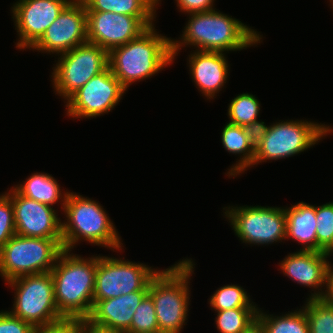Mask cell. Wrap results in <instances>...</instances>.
I'll use <instances>...</instances> for the list:
<instances>
[{
    "label": "cell",
    "mask_w": 333,
    "mask_h": 333,
    "mask_svg": "<svg viewBox=\"0 0 333 333\" xmlns=\"http://www.w3.org/2000/svg\"><path fill=\"white\" fill-rule=\"evenodd\" d=\"M24 197L54 207L60 204L62 212L69 190L61 189L58 180L46 172H35L25 181L12 186ZM65 190V191H64Z\"/></svg>",
    "instance_id": "7402d4cb"
},
{
    "label": "cell",
    "mask_w": 333,
    "mask_h": 333,
    "mask_svg": "<svg viewBox=\"0 0 333 333\" xmlns=\"http://www.w3.org/2000/svg\"><path fill=\"white\" fill-rule=\"evenodd\" d=\"M34 329L29 322L12 315L8 310H0V333H33Z\"/></svg>",
    "instance_id": "1f68e13d"
},
{
    "label": "cell",
    "mask_w": 333,
    "mask_h": 333,
    "mask_svg": "<svg viewBox=\"0 0 333 333\" xmlns=\"http://www.w3.org/2000/svg\"><path fill=\"white\" fill-rule=\"evenodd\" d=\"M259 307L257 319L264 325L266 333H309L305 310L297 308L287 313L269 314Z\"/></svg>",
    "instance_id": "d4e9b609"
},
{
    "label": "cell",
    "mask_w": 333,
    "mask_h": 333,
    "mask_svg": "<svg viewBox=\"0 0 333 333\" xmlns=\"http://www.w3.org/2000/svg\"><path fill=\"white\" fill-rule=\"evenodd\" d=\"M330 270H333V264L331 263V265H330Z\"/></svg>",
    "instance_id": "ab89813d"
},
{
    "label": "cell",
    "mask_w": 333,
    "mask_h": 333,
    "mask_svg": "<svg viewBox=\"0 0 333 333\" xmlns=\"http://www.w3.org/2000/svg\"><path fill=\"white\" fill-rule=\"evenodd\" d=\"M159 332L152 297L147 294L132 317L130 329L126 333H157Z\"/></svg>",
    "instance_id": "f1b7e54d"
},
{
    "label": "cell",
    "mask_w": 333,
    "mask_h": 333,
    "mask_svg": "<svg viewBox=\"0 0 333 333\" xmlns=\"http://www.w3.org/2000/svg\"><path fill=\"white\" fill-rule=\"evenodd\" d=\"M284 210L286 241L298 242L301 251H317L315 205L300 201L290 207H284Z\"/></svg>",
    "instance_id": "44dd1931"
},
{
    "label": "cell",
    "mask_w": 333,
    "mask_h": 333,
    "mask_svg": "<svg viewBox=\"0 0 333 333\" xmlns=\"http://www.w3.org/2000/svg\"><path fill=\"white\" fill-rule=\"evenodd\" d=\"M54 62L50 75L51 87L54 89L55 95L64 100L63 102L93 76L98 75L109 66L108 52L89 42L58 55Z\"/></svg>",
    "instance_id": "30bf717a"
},
{
    "label": "cell",
    "mask_w": 333,
    "mask_h": 333,
    "mask_svg": "<svg viewBox=\"0 0 333 333\" xmlns=\"http://www.w3.org/2000/svg\"><path fill=\"white\" fill-rule=\"evenodd\" d=\"M255 132L248 127L225 123L220 136L222 146L229 154L239 156L236 163L227 169L226 177L236 178L252 168L255 156Z\"/></svg>",
    "instance_id": "ffe728a7"
},
{
    "label": "cell",
    "mask_w": 333,
    "mask_h": 333,
    "mask_svg": "<svg viewBox=\"0 0 333 333\" xmlns=\"http://www.w3.org/2000/svg\"><path fill=\"white\" fill-rule=\"evenodd\" d=\"M305 310L309 333H333V301L328 297L305 299Z\"/></svg>",
    "instance_id": "4316f807"
},
{
    "label": "cell",
    "mask_w": 333,
    "mask_h": 333,
    "mask_svg": "<svg viewBox=\"0 0 333 333\" xmlns=\"http://www.w3.org/2000/svg\"><path fill=\"white\" fill-rule=\"evenodd\" d=\"M76 192L69 191L63 213L62 246L73 251L78 244L85 241L92 245L122 253L123 241L99 201L92 200Z\"/></svg>",
    "instance_id": "3957f363"
},
{
    "label": "cell",
    "mask_w": 333,
    "mask_h": 333,
    "mask_svg": "<svg viewBox=\"0 0 333 333\" xmlns=\"http://www.w3.org/2000/svg\"><path fill=\"white\" fill-rule=\"evenodd\" d=\"M16 234L14 209L11 198L3 192L0 194V249Z\"/></svg>",
    "instance_id": "4dcf8cb0"
},
{
    "label": "cell",
    "mask_w": 333,
    "mask_h": 333,
    "mask_svg": "<svg viewBox=\"0 0 333 333\" xmlns=\"http://www.w3.org/2000/svg\"><path fill=\"white\" fill-rule=\"evenodd\" d=\"M5 193L12 201L16 234L33 238H62V219L58 217V208L28 199L13 187Z\"/></svg>",
    "instance_id": "9a60e30c"
},
{
    "label": "cell",
    "mask_w": 333,
    "mask_h": 333,
    "mask_svg": "<svg viewBox=\"0 0 333 333\" xmlns=\"http://www.w3.org/2000/svg\"><path fill=\"white\" fill-rule=\"evenodd\" d=\"M252 93H242L234 97L228 104V123L244 126L257 131L265 122L258 120L261 104Z\"/></svg>",
    "instance_id": "cb8c5ba5"
},
{
    "label": "cell",
    "mask_w": 333,
    "mask_h": 333,
    "mask_svg": "<svg viewBox=\"0 0 333 333\" xmlns=\"http://www.w3.org/2000/svg\"><path fill=\"white\" fill-rule=\"evenodd\" d=\"M218 10L187 14L182 34L178 39L171 38L173 60L184 47L227 54L263 43L264 37L257 29Z\"/></svg>",
    "instance_id": "6da1fadb"
},
{
    "label": "cell",
    "mask_w": 333,
    "mask_h": 333,
    "mask_svg": "<svg viewBox=\"0 0 333 333\" xmlns=\"http://www.w3.org/2000/svg\"><path fill=\"white\" fill-rule=\"evenodd\" d=\"M71 0H17L11 6L16 48L30 50Z\"/></svg>",
    "instance_id": "5bb4252c"
},
{
    "label": "cell",
    "mask_w": 333,
    "mask_h": 333,
    "mask_svg": "<svg viewBox=\"0 0 333 333\" xmlns=\"http://www.w3.org/2000/svg\"><path fill=\"white\" fill-rule=\"evenodd\" d=\"M278 265L281 273L292 282L311 288L307 299L328 297L331 261L323 252L298 249L287 254Z\"/></svg>",
    "instance_id": "2e32d148"
},
{
    "label": "cell",
    "mask_w": 333,
    "mask_h": 333,
    "mask_svg": "<svg viewBox=\"0 0 333 333\" xmlns=\"http://www.w3.org/2000/svg\"><path fill=\"white\" fill-rule=\"evenodd\" d=\"M149 290H138L106 300H93V308L87 318L93 324L113 331L126 333L131 326L136 308Z\"/></svg>",
    "instance_id": "d6986e66"
},
{
    "label": "cell",
    "mask_w": 333,
    "mask_h": 333,
    "mask_svg": "<svg viewBox=\"0 0 333 333\" xmlns=\"http://www.w3.org/2000/svg\"><path fill=\"white\" fill-rule=\"evenodd\" d=\"M243 333H266L264 325L256 318Z\"/></svg>",
    "instance_id": "d590c367"
},
{
    "label": "cell",
    "mask_w": 333,
    "mask_h": 333,
    "mask_svg": "<svg viewBox=\"0 0 333 333\" xmlns=\"http://www.w3.org/2000/svg\"><path fill=\"white\" fill-rule=\"evenodd\" d=\"M124 258L98 255L93 300H106L138 290H149V281L160 268Z\"/></svg>",
    "instance_id": "8fae6325"
},
{
    "label": "cell",
    "mask_w": 333,
    "mask_h": 333,
    "mask_svg": "<svg viewBox=\"0 0 333 333\" xmlns=\"http://www.w3.org/2000/svg\"><path fill=\"white\" fill-rule=\"evenodd\" d=\"M208 304L212 311L233 308H259L243 286L232 283L218 287L208 299Z\"/></svg>",
    "instance_id": "484cf974"
},
{
    "label": "cell",
    "mask_w": 333,
    "mask_h": 333,
    "mask_svg": "<svg viewBox=\"0 0 333 333\" xmlns=\"http://www.w3.org/2000/svg\"><path fill=\"white\" fill-rule=\"evenodd\" d=\"M86 11L115 12L138 17L147 27L156 22L162 0H82Z\"/></svg>",
    "instance_id": "603a6c76"
},
{
    "label": "cell",
    "mask_w": 333,
    "mask_h": 333,
    "mask_svg": "<svg viewBox=\"0 0 333 333\" xmlns=\"http://www.w3.org/2000/svg\"><path fill=\"white\" fill-rule=\"evenodd\" d=\"M176 3V9L184 15L198 12H207L216 9V0H174Z\"/></svg>",
    "instance_id": "836d02e7"
},
{
    "label": "cell",
    "mask_w": 333,
    "mask_h": 333,
    "mask_svg": "<svg viewBox=\"0 0 333 333\" xmlns=\"http://www.w3.org/2000/svg\"><path fill=\"white\" fill-rule=\"evenodd\" d=\"M98 256L63 250L51 270L54 300L64 318L87 319L93 308Z\"/></svg>",
    "instance_id": "277c9868"
},
{
    "label": "cell",
    "mask_w": 333,
    "mask_h": 333,
    "mask_svg": "<svg viewBox=\"0 0 333 333\" xmlns=\"http://www.w3.org/2000/svg\"><path fill=\"white\" fill-rule=\"evenodd\" d=\"M328 298L333 301V270H329V294Z\"/></svg>",
    "instance_id": "8d00e7d4"
},
{
    "label": "cell",
    "mask_w": 333,
    "mask_h": 333,
    "mask_svg": "<svg viewBox=\"0 0 333 333\" xmlns=\"http://www.w3.org/2000/svg\"><path fill=\"white\" fill-rule=\"evenodd\" d=\"M226 53L192 50L187 57V67L192 82L206 100L216 98L226 86L230 76V63Z\"/></svg>",
    "instance_id": "ac0fdd59"
},
{
    "label": "cell",
    "mask_w": 333,
    "mask_h": 333,
    "mask_svg": "<svg viewBox=\"0 0 333 333\" xmlns=\"http://www.w3.org/2000/svg\"><path fill=\"white\" fill-rule=\"evenodd\" d=\"M178 261L166 269H160L149 281L148 294L153 299L161 333H181L189 318V286L196 264L187 257Z\"/></svg>",
    "instance_id": "5b68a950"
},
{
    "label": "cell",
    "mask_w": 333,
    "mask_h": 333,
    "mask_svg": "<svg viewBox=\"0 0 333 333\" xmlns=\"http://www.w3.org/2000/svg\"><path fill=\"white\" fill-rule=\"evenodd\" d=\"M270 124L264 123L255 132L252 167L304 153L333 133L329 124L306 119L276 120Z\"/></svg>",
    "instance_id": "8992f818"
},
{
    "label": "cell",
    "mask_w": 333,
    "mask_h": 333,
    "mask_svg": "<svg viewBox=\"0 0 333 333\" xmlns=\"http://www.w3.org/2000/svg\"><path fill=\"white\" fill-rule=\"evenodd\" d=\"M87 40L108 53L137 38L148 27L135 16L113 12L86 11Z\"/></svg>",
    "instance_id": "e0dca14e"
},
{
    "label": "cell",
    "mask_w": 333,
    "mask_h": 333,
    "mask_svg": "<svg viewBox=\"0 0 333 333\" xmlns=\"http://www.w3.org/2000/svg\"><path fill=\"white\" fill-rule=\"evenodd\" d=\"M329 2H330L329 5L331 6L330 9H332L333 11V0H329Z\"/></svg>",
    "instance_id": "f35d334b"
},
{
    "label": "cell",
    "mask_w": 333,
    "mask_h": 333,
    "mask_svg": "<svg viewBox=\"0 0 333 333\" xmlns=\"http://www.w3.org/2000/svg\"><path fill=\"white\" fill-rule=\"evenodd\" d=\"M79 333H120V332L95 325L88 319H79Z\"/></svg>",
    "instance_id": "e575fe53"
},
{
    "label": "cell",
    "mask_w": 333,
    "mask_h": 333,
    "mask_svg": "<svg viewBox=\"0 0 333 333\" xmlns=\"http://www.w3.org/2000/svg\"><path fill=\"white\" fill-rule=\"evenodd\" d=\"M259 308H233L215 311L219 333H243L257 318ZM217 313V314H216Z\"/></svg>",
    "instance_id": "83f0119b"
},
{
    "label": "cell",
    "mask_w": 333,
    "mask_h": 333,
    "mask_svg": "<svg viewBox=\"0 0 333 333\" xmlns=\"http://www.w3.org/2000/svg\"><path fill=\"white\" fill-rule=\"evenodd\" d=\"M323 253L330 260L331 255L333 256V240H332L331 244L323 251Z\"/></svg>",
    "instance_id": "74e56055"
},
{
    "label": "cell",
    "mask_w": 333,
    "mask_h": 333,
    "mask_svg": "<svg viewBox=\"0 0 333 333\" xmlns=\"http://www.w3.org/2000/svg\"><path fill=\"white\" fill-rule=\"evenodd\" d=\"M87 42L86 6L71 0L30 50L58 56Z\"/></svg>",
    "instance_id": "4fadbf2b"
},
{
    "label": "cell",
    "mask_w": 333,
    "mask_h": 333,
    "mask_svg": "<svg viewBox=\"0 0 333 333\" xmlns=\"http://www.w3.org/2000/svg\"><path fill=\"white\" fill-rule=\"evenodd\" d=\"M155 27L156 24L148 27L137 38L108 53L112 73L127 90L133 83L151 79L175 62L171 53L172 37L159 34Z\"/></svg>",
    "instance_id": "7a4b0ae2"
},
{
    "label": "cell",
    "mask_w": 333,
    "mask_h": 333,
    "mask_svg": "<svg viewBox=\"0 0 333 333\" xmlns=\"http://www.w3.org/2000/svg\"><path fill=\"white\" fill-rule=\"evenodd\" d=\"M127 91L108 66L64 102L65 113L74 120L103 116L115 109Z\"/></svg>",
    "instance_id": "7c38bea8"
},
{
    "label": "cell",
    "mask_w": 333,
    "mask_h": 333,
    "mask_svg": "<svg viewBox=\"0 0 333 333\" xmlns=\"http://www.w3.org/2000/svg\"><path fill=\"white\" fill-rule=\"evenodd\" d=\"M223 216L246 246H268L286 241V214L284 207L236 206L223 207Z\"/></svg>",
    "instance_id": "ba28073f"
},
{
    "label": "cell",
    "mask_w": 333,
    "mask_h": 333,
    "mask_svg": "<svg viewBox=\"0 0 333 333\" xmlns=\"http://www.w3.org/2000/svg\"><path fill=\"white\" fill-rule=\"evenodd\" d=\"M317 251L323 252L333 240V201L315 205Z\"/></svg>",
    "instance_id": "f546056e"
},
{
    "label": "cell",
    "mask_w": 333,
    "mask_h": 333,
    "mask_svg": "<svg viewBox=\"0 0 333 333\" xmlns=\"http://www.w3.org/2000/svg\"><path fill=\"white\" fill-rule=\"evenodd\" d=\"M14 292L10 310L12 315L29 322L32 326H43L64 317L58 312L54 300L52 273L23 275L5 283Z\"/></svg>",
    "instance_id": "9c48e42d"
},
{
    "label": "cell",
    "mask_w": 333,
    "mask_h": 333,
    "mask_svg": "<svg viewBox=\"0 0 333 333\" xmlns=\"http://www.w3.org/2000/svg\"><path fill=\"white\" fill-rule=\"evenodd\" d=\"M64 250L62 238H33L15 234L0 249V276L5 281L50 272Z\"/></svg>",
    "instance_id": "52a82bcc"
},
{
    "label": "cell",
    "mask_w": 333,
    "mask_h": 333,
    "mask_svg": "<svg viewBox=\"0 0 333 333\" xmlns=\"http://www.w3.org/2000/svg\"><path fill=\"white\" fill-rule=\"evenodd\" d=\"M33 333H79V318H63L51 324L37 326Z\"/></svg>",
    "instance_id": "d6a6232c"
}]
</instances>
